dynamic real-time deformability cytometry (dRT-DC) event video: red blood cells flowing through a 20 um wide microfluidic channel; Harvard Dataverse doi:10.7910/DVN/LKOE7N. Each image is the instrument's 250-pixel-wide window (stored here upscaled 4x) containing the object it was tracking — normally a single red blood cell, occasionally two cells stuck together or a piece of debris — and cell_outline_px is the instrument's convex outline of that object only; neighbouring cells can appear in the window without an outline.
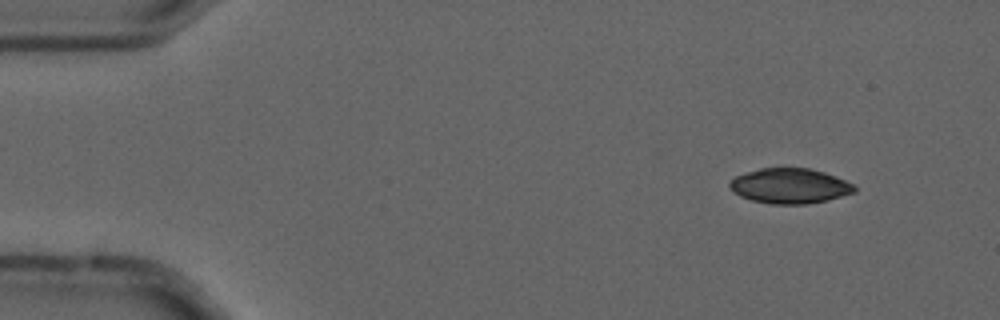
{"species": "common noctule bat (a hibernating species)", "species_latin": "Nyctalus noctula", "temperature_condition": "cold", "stored_images_in_passage": 5, "camera_frame_rate_fps": 3000, "um_per_image_px": 0.085, "animal": {"sex": "male", "forearm_length_mm": 52.5}, "frame": {"image": 1, "passage_image": 2, "time_ms": 0.333, "image_size_px": [1000, 320], "cell_outline_px": [[856, 192], [828, 200], [808, 204], [772, 204], [752, 200], [740, 196], [732, 192], [728, 184], [736, 176], [744, 172], [760, 168], [808, 168], [824, 172], [836, 176], [852, 184], [856, 188]], "centroid_in_image_um": [67.12, 15.8], "position_along_channel_um": 17.9, "area_um2": 25.61}}